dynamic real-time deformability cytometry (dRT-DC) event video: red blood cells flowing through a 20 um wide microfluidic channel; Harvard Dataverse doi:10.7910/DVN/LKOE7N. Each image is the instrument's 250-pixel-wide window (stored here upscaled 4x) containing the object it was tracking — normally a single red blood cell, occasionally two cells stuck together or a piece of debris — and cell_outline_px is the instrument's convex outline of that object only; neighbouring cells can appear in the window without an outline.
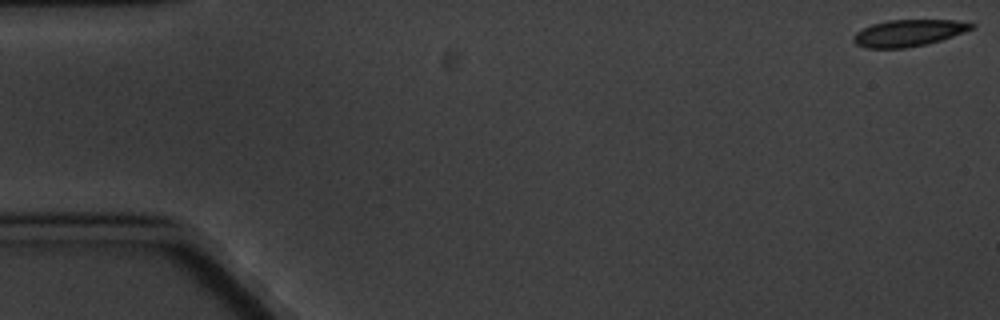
{"species": "common noctule bat (a hibernating species)", "species_latin": "Nyctalus noctula", "temperature_condition": "cold", "stored_images_in_passage": 5, "camera_frame_rate_fps": 3000, "um_per_image_px": 0.085, "animal": {"sex": "male", "body_mass_g": 20.1, "forearm_length_mm": 53.5}, "frame": {"image": 1, "passage_image": 1, "time_ms": 0.0, "image_size_px": [1000, 320], "cell_outline_px": [[976, 28], [940, 40], [924, 44], [904, 48], [868, 48], [856, 44], [852, 40], [852, 36], [856, 32], [872, 24], [888, 20], [952, 20], [976, 24]], "centroid_in_image_um": [77.21, 2.8], "position_along_channel_um": 7.8, "area_um2": 18.21}}
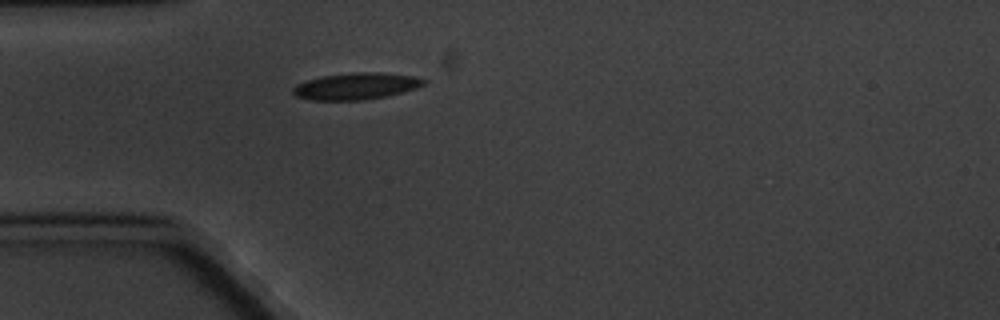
{"frame": {"image": 2, "passage_image": 5, "time_ms": 5.333, "image_size_px": [1000, 320], "cell_outline_px": [[428, 80], [424, 84], [416, 88], [388, 96], [364, 100], [312, 100], [296, 96], [292, 92], [292, 88], [296, 84], [308, 80], [324, 76], [356, 72], [380, 72], [416, 76]], "centroid_in_image_um": [30.3, 7.32], "position_along_channel_um": 54.7, "area_um2": 20.35}}